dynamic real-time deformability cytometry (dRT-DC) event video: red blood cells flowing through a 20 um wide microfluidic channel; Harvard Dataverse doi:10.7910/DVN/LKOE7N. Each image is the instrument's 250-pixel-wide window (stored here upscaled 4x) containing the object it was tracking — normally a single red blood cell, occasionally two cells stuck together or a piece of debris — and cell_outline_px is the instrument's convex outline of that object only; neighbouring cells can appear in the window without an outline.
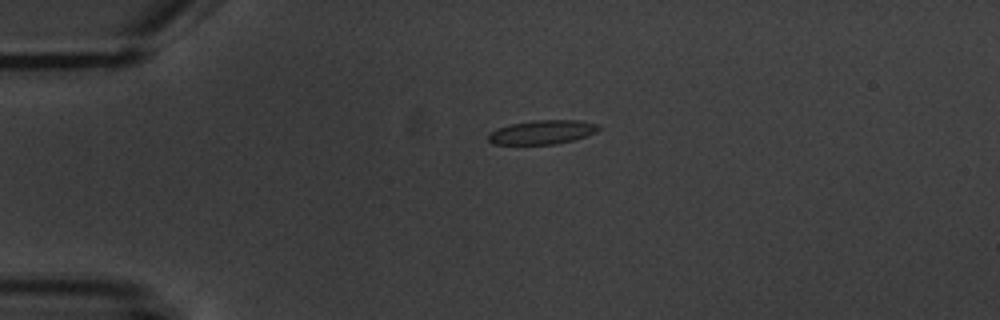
{"species": "common noctule bat (a hibernating species)", "species_latin": "Nyctalus noctula", "temperature_condition": "warm", "stored_images_in_passage": 2, "camera_frame_rate_fps": 3000, "um_per_image_px": 0.085, "animal": {"sex": "male", "body_mass_g": 20.1, "forearm_length_mm": 53.5}, "frame": {"image": 1, "passage_image": 1, "time_ms": 0.0, "image_size_px": [1000, 320], "cell_outline_px": [[600, 128], [596, 132], [588, 136], [556, 144], [492, 144], [488, 140], [488, 136], [492, 132], [500, 128], [512, 124], [536, 120], [576, 120], [596, 124]], "centroid_in_image_um": [46.12, 11.24], "position_along_channel_um": 38.9, "area_um2": 15.14}}